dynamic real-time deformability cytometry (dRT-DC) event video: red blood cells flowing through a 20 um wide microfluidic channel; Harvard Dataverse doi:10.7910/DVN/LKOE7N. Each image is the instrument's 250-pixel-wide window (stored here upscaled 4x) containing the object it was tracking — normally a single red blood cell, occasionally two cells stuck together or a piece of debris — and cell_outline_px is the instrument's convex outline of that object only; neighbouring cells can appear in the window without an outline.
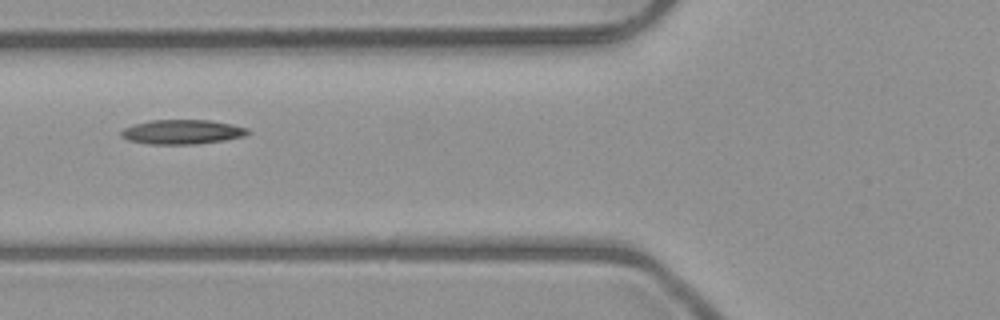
{"species": "common noctule bat (a hibernating species)", "species_latin": "Nyctalus noctula", "temperature_condition": "room temperature", "stored_images_in_passage": 5, "camera_frame_rate_fps": 3000, "um_per_image_px": 0.085, "animal": {"sex": "male", "body_mass_g": 23.1, "forearm_length_mm": 52.7}, "frame": {"image": 1, "passage_image": 5, "time_ms": 4.667, "image_size_px": [1000, 320], "cell_outline_px": [[252, 132], [244, 136], [224, 140], [196, 144], [148, 144], [128, 140], [120, 136], [120, 132], [124, 128], [148, 120], [208, 120], [232, 124], [248, 128]], "centroid_in_image_um": [15.49, 11.21], "position_along_channel_um": 110.3, "area_um2": 18.09}}